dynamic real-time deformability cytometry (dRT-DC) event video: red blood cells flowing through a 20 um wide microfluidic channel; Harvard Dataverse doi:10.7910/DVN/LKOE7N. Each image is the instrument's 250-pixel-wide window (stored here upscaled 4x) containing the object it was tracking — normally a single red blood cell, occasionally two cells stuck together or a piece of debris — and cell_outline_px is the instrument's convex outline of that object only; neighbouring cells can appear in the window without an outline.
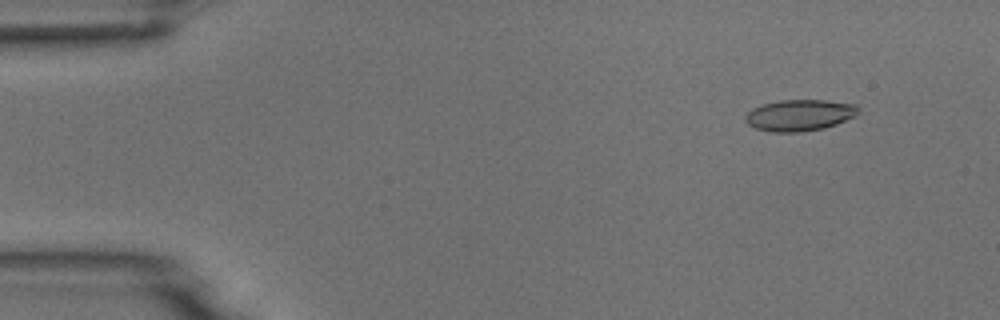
{"species": "common noctule bat (a hibernating species)", "species_latin": "Nyctalus noctula", "temperature_condition": "room temperature", "stored_images_in_passage": 5, "camera_frame_rate_fps": 3000, "um_per_image_px": 0.085, "animal": {"sex": "male", "body_mass_g": 18.8}, "frame": {"image": 1, "passage_image": 2, "time_ms": 0.333, "image_size_px": [1000, 320], "cell_outline_px": [[860, 112], [856, 116], [836, 124], [824, 128], [800, 132], [772, 132], [756, 128], [748, 124], [744, 120], [744, 116], [752, 108], [764, 104], [780, 100], [824, 100], [856, 104], [860, 108]], "centroid_in_image_um": [67.98, 9.79], "position_along_channel_um": 17.0, "area_um2": 20.75}}
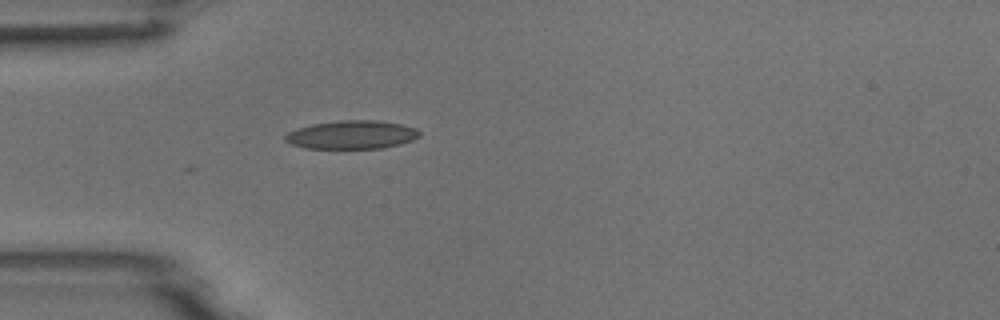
{"frame": {"image": 2, "passage_image": 5, "time_ms": 1.333, "image_size_px": [1000, 320], "cell_outline_px": [[420, 136], [412, 140], [400, 144], [384, 148], [304, 148], [292, 144], [284, 140], [284, 136], [288, 132], [296, 128], [312, 124], [340, 120], [376, 120], [400, 124], [416, 128], [420, 132]], "centroid_in_image_um": [29.89, 11.45], "position_along_channel_um": 55.1, "area_um2": 22.25}}